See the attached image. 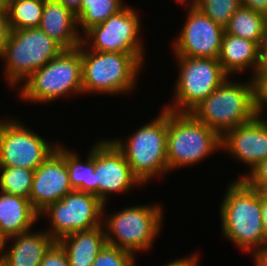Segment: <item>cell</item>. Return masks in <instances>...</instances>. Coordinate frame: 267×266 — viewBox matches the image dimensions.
Returning <instances> with one entry per match:
<instances>
[{"mask_svg":"<svg viewBox=\"0 0 267 266\" xmlns=\"http://www.w3.org/2000/svg\"><path fill=\"white\" fill-rule=\"evenodd\" d=\"M15 0H0V6L8 7Z\"/></svg>","mask_w":267,"mask_h":266,"instance_id":"39","label":"cell"},{"mask_svg":"<svg viewBox=\"0 0 267 266\" xmlns=\"http://www.w3.org/2000/svg\"><path fill=\"white\" fill-rule=\"evenodd\" d=\"M261 215H262L263 229L267 240V197H264L263 194H262Z\"/></svg>","mask_w":267,"mask_h":266,"instance_id":"38","label":"cell"},{"mask_svg":"<svg viewBox=\"0 0 267 266\" xmlns=\"http://www.w3.org/2000/svg\"><path fill=\"white\" fill-rule=\"evenodd\" d=\"M241 5L267 16V0H240Z\"/></svg>","mask_w":267,"mask_h":266,"instance_id":"33","label":"cell"},{"mask_svg":"<svg viewBox=\"0 0 267 266\" xmlns=\"http://www.w3.org/2000/svg\"><path fill=\"white\" fill-rule=\"evenodd\" d=\"M9 239H12L14 244L7 249L6 243ZM54 242L55 240L44 230L35 233L29 230L2 241L0 258L4 266H40L46 251Z\"/></svg>","mask_w":267,"mask_h":266,"instance_id":"17","label":"cell"},{"mask_svg":"<svg viewBox=\"0 0 267 266\" xmlns=\"http://www.w3.org/2000/svg\"><path fill=\"white\" fill-rule=\"evenodd\" d=\"M122 152L134 176L143 185L154 176L168 173L167 164V110L143 125L125 144L120 139H110Z\"/></svg>","mask_w":267,"mask_h":266,"instance_id":"5","label":"cell"},{"mask_svg":"<svg viewBox=\"0 0 267 266\" xmlns=\"http://www.w3.org/2000/svg\"><path fill=\"white\" fill-rule=\"evenodd\" d=\"M264 197H267V185L261 190Z\"/></svg>","mask_w":267,"mask_h":266,"instance_id":"41","label":"cell"},{"mask_svg":"<svg viewBox=\"0 0 267 266\" xmlns=\"http://www.w3.org/2000/svg\"><path fill=\"white\" fill-rule=\"evenodd\" d=\"M187 9V20L172 47L174 56L218 58L225 28L196 6L189 5Z\"/></svg>","mask_w":267,"mask_h":266,"instance_id":"13","label":"cell"},{"mask_svg":"<svg viewBox=\"0 0 267 266\" xmlns=\"http://www.w3.org/2000/svg\"><path fill=\"white\" fill-rule=\"evenodd\" d=\"M135 254L106 244L92 266H135Z\"/></svg>","mask_w":267,"mask_h":266,"instance_id":"28","label":"cell"},{"mask_svg":"<svg viewBox=\"0 0 267 266\" xmlns=\"http://www.w3.org/2000/svg\"><path fill=\"white\" fill-rule=\"evenodd\" d=\"M140 23L137 12L125 5L103 23L88 29L82 43L96 52L141 53L144 56L139 38Z\"/></svg>","mask_w":267,"mask_h":266,"instance_id":"11","label":"cell"},{"mask_svg":"<svg viewBox=\"0 0 267 266\" xmlns=\"http://www.w3.org/2000/svg\"><path fill=\"white\" fill-rule=\"evenodd\" d=\"M244 175L237 180H243L250 188L261 191L267 185V158Z\"/></svg>","mask_w":267,"mask_h":266,"instance_id":"30","label":"cell"},{"mask_svg":"<svg viewBox=\"0 0 267 266\" xmlns=\"http://www.w3.org/2000/svg\"><path fill=\"white\" fill-rule=\"evenodd\" d=\"M250 253L253 254L255 266H267V243Z\"/></svg>","mask_w":267,"mask_h":266,"instance_id":"35","label":"cell"},{"mask_svg":"<svg viewBox=\"0 0 267 266\" xmlns=\"http://www.w3.org/2000/svg\"><path fill=\"white\" fill-rule=\"evenodd\" d=\"M218 61L223 70L230 76L252 68L255 73L259 62V45L249 39L224 33Z\"/></svg>","mask_w":267,"mask_h":266,"instance_id":"21","label":"cell"},{"mask_svg":"<svg viewBox=\"0 0 267 266\" xmlns=\"http://www.w3.org/2000/svg\"><path fill=\"white\" fill-rule=\"evenodd\" d=\"M190 113L223 137L229 130L258 115L252 79L239 83L228 77Z\"/></svg>","mask_w":267,"mask_h":266,"instance_id":"3","label":"cell"},{"mask_svg":"<svg viewBox=\"0 0 267 266\" xmlns=\"http://www.w3.org/2000/svg\"><path fill=\"white\" fill-rule=\"evenodd\" d=\"M225 32L260 45L267 37V16L241 5L230 18Z\"/></svg>","mask_w":267,"mask_h":266,"instance_id":"22","label":"cell"},{"mask_svg":"<svg viewBox=\"0 0 267 266\" xmlns=\"http://www.w3.org/2000/svg\"><path fill=\"white\" fill-rule=\"evenodd\" d=\"M78 156L75 151L65 149V163L72 189L96 195L95 145L85 162H81Z\"/></svg>","mask_w":267,"mask_h":266,"instance_id":"23","label":"cell"},{"mask_svg":"<svg viewBox=\"0 0 267 266\" xmlns=\"http://www.w3.org/2000/svg\"><path fill=\"white\" fill-rule=\"evenodd\" d=\"M88 50L81 43L83 94H122L135 88L137 74L145 59L141 53Z\"/></svg>","mask_w":267,"mask_h":266,"instance_id":"2","label":"cell"},{"mask_svg":"<svg viewBox=\"0 0 267 266\" xmlns=\"http://www.w3.org/2000/svg\"><path fill=\"white\" fill-rule=\"evenodd\" d=\"M11 27L6 7L0 6V55L9 39Z\"/></svg>","mask_w":267,"mask_h":266,"instance_id":"32","label":"cell"},{"mask_svg":"<svg viewBox=\"0 0 267 266\" xmlns=\"http://www.w3.org/2000/svg\"><path fill=\"white\" fill-rule=\"evenodd\" d=\"M64 48L39 27L11 30L0 55L9 86H18L36 70L59 55Z\"/></svg>","mask_w":267,"mask_h":266,"instance_id":"7","label":"cell"},{"mask_svg":"<svg viewBox=\"0 0 267 266\" xmlns=\"http://www.w3.org/2000/svg\"><path fill=\"white\" fill-rule=\"evenodd\" d=\"M222 148V137L190 112L167 110L168 171L190 166Z\"/></svg>","mask_w":267,"mask_h":266,"instance_id":"4","label":"cell"},{"mask_svg":"<svg viewBox=\"0 0 267 266\" xmlns=\"http://www.w3.org/2000/svg\"><path fill=\"white\" fill-rule=\"evenodd\" d=\"M175 57L180 65L173 89L175 101L173 105H167L166 110L191 112L229 77L218 58Z\"/></svg>","mask_w":267,"mask_h":266,"instance_id":"9","label":"cell"},{"mask_svg":"<svg viewBox=\"0 0 267 266\" xmlns=\"http://www.w3.org/2000/svg\"><path fill=\"white\" fill-rule=\"evenodd\" d=\"M40 266H69L67 255L57 241L46 251Z\"/></svg>","mask_w":267,"mask_h":266,"instance_id":"31","label":"cell"},{"mask_svg":"<svg viewBox=\"0 0 267 266\" xmlns=\"http://www.w3.org/2000/svg\"><path fill=\"white\" fill-rule=\"evenodd\" d=\"M0 173L1 192L29 199L34 170L21 167L0 166Z\"/></svg>","mask_w":267,"mask_h":266,"instance_id":"26","label":"cell"},{"mask_svg":"<svg viewBox=\"0 0 267 266\" xmlns=\"http://www.w3.org/2000/svg\"><path fill=\"white\" fill-rule=\"evenodd\" d=\"M222 231L237 248L246 252L267 243L262 223V193L243 180L233 181L220 206Z\"/></svg>","mask_w":267,"mask_h":266,"instance_id":"1","label":"cell"},{"mask_svg":"<svg viewBox=\"0 0 267 266\" xmlns=\"http://www.w3.org/2000/svg\"><path fill=\"white\" fill-rule=\"evenodd\" d=\"M256 71H267V37L259 45V62Z\"/></svg>","mask_w":267,"mask_h":266,"instance_id":"34","label":"cell"},{"mask_svg":"<svg viewBox=\"0 0 267 266\" xmlns=\"http://www.w3.org/2000/svg\"><path fill=\"white\" fill-rule=\"evenodd\" d=\"M187 1H189V0H178V2H179V3H182V4H184V2L186 3ZM199 1H200V0H192V2L189 1L187 6H189V5H193V6H195ZM189 3H190V4H189Z\"/></svg>","mask_w":267,"mask_h":266,"instance_id":"40","label":"cell"},{"mask_svg":"<svg viewBox=\"0 0 267 266\" xmlns=\"http://www.w3.org/2000/svg\"><path fill=\"white\" fill-rule=\"evenodd\" d=\"M23 125L12 118L0 120V166L36 170L56 150L58 144Z\"/></svg>","mask_w":267,"mask_h":266,"instance_id":"12","label":"cell"},{"mask_svg":"<svg viewBox=\"0 0 267 266\" xmlns=\"http://www.w3.org/2000/svg\"><path fill=\"white\" fill-rule=\"evenodd\" d=\"M45 0H15L8 7L11 30L38 27Z\"/></svg>","mask_w":267,"mask_h":266,"instance_id":"25","label":"cell"},{"mask_svg":"<svg viewBox=\"0 0 267 266\" xmlns=\"http://www.w3.org/2000/svg\"><path fill=\"white\" fill-rule=\"evenodd\" d=\"M38 27L64 49H74L82 43L76 15L57 0H45Z\"/></svg>","mask_w":267,"mask_h":266,"instance_id":"18","label":"cell"},{"mask_svg":"<svg viewBox=\"0 0 267 266\" xmlns=\"http://www.w3.org/2000/svg\"><path fill=\"white\" fill-rule=\"evenodd\" d=\"M72 191L65 163V148L58 144L56 150L34 170L29 200L40 213Z\"/></svg>","mask_w":267,"mask_h":266,"instance_id":"15","label":"cell"},{"mask_svg":"<svg viewBox=\"0 0 267 266\" xmlns=\"http://www.w3.org/2000/svg\"><path fill=\"white\" fill-rule=\"evenodd\" d=\"M124 6L122 0H82L80 10L75 14L77 26L82 27L84 34L91 27L106 21Z\"/></svg>","mask_w":267,"mask_h":266,"instance_id":"24","label":"cell"},{"mask_svg":"<svg viewBox=\"0 0 267 266\" xmlns=\"http://www.w3.org/2000/svg\"><path fill=\"white\" fill-rule=\"evenodd\" d=\"M199 257L197 254H191L189 258L176 259L173 262H169L168 264H164L163 266H198Z\"/></svg>","mask_w":267,"mask_h":266,"instance_id":"36","label":"cell"},{"mask_svg":"<svg viewBox=\"0 0 267 266\" xmlns=\"http://www.w3.org/2000/svg\"><path fill=\"white\" fill-rule=\"evenodd\" d=\"M254 88V102L258 115L267 107V71H255L251 77Z\"/></svg>","mask_w":267,"mask_h":266,"instance_id":"29","label":"cell"},{"mask_svg":"<svg viewBox=\"0 0 267 266\" xmlns=\"http://www.w3.org/2000/svg\"><path fill=\"white\" fill-rule=\"evenodd\" d=\"M104 207L96 195L73 190L60 201L48 205L40 216H50L52 226L46 232L59 241L77 231L103 226Z\"/></svg>","mask_w":267,"mask_h":266,"instance_id":"10","label":"cell"},{"mask_svg":"<svg viewBox=\"0 0 267 266\" xmlns=\"http://www.w3.org/2000/svg\"><path fill=\"white\" fill-rule=\"evenodd\" d=\"M222 148L236 160L250 166V171L267 158V119L257 115L247 123L229 130L222 137Z\"/></svg>","mask_w":267,"mask_h":266,"instance_id":"16","label":"cell"},{"mask_svg":"<svg viewBox=\"0 0 267 266\" xmlns=\"http://www.w3.org/2000/svg\"><path fill=\"white\" fill-rule=\"evenodd\" d=\"M64 249L69 266H92L107 244L103 226L77 231L57 241Z\"/></svg>","mask_w":267,"mask_h":266,"instance_id":"20","label":"cell"},{"mask_svg":"<svg viewBox=\"0 0 267 266\" xmlns=\"http://www.w3.org/2000/svg\"><path fill=\"white\" fill-rule=\"evenodd\" d=\"M162 212L157 204L135 205L103 218L107 244L133 254L148 251L160 232Z\"/></svg>","mask_w":267,"mask_h":266,"instance_id":"8","label":"cell"},{"mask_svg":"<svg viewBox=\"0 0 267 266\" xmlns=\"http://www.w3.org/2000/svg\"><path fill=\"white\" fill-rule=\"evenodd\" d=\"M195 6L225 28L232 15L241 6V2L240 0H200Z\"/></svg>","mask_w":267,"mask_h":266,"instance_id":"27","label":"cell"},{"mask_svg":"<svg viewBox=\"0 0 267 266\" xmlns=\"http://www.w3.org/2000/svg\"><path fill=\"white\" fill-rule=\"evenodd\" d=\"M20 86V97L37 103L83 93L81 44L74 49H64Z\"/></svg>","mask_w":267,"mask_h":266,"instance_id":"6","label":"cell"},{"mask_svg":"<svg viewBox=\"0 0 267 266\" xmlns=\"http://www.w3.org/2000/svg\"><path fill=\"white\" fill-rule=\"evenodd\" d=\"M57 1L65 5L74 14H76L80 10V5L82 3V0H57Z\"/></svg>","mask_w":267,"mask_h":266,"instance_id":"37","label":"cell"},{"mask_svg":"<svg viewBox=\"0 0 267 266\" xmlns=\"http://www.w3.org/2000/svg\"><path fill=\"white\" fill-rule=\"evenodd\" d=\"M96 196L106 205L107 195L124 193L141 182L134 176L122 152L111 140L95 144Z\"/></svg>","mask_w":267,"mask_h":266,"instance_id":"14","label":"cell"},{"mask_svg":"<svg viewBox=\"0 0 267 266\" xmlns=\"http://www.w3.org/2000/svg\"><path fill=\"white\" fill-rule=\"evenodd\" d=\"M0 266H4L3 260L0 258Z\"/></svg>","mask_w":267,"mask_h":266,"instance_id":"42","label":"cell"},{"mask_svg":"<svg viewBox=\"0 0 267 266\" xmlns=\"http://www.w3.org/2000/svg\"><path fill=\"white\" fill-rule=\"evenodd\" d=\"M40 213L29 199L0 192V241L31 230Z\"/></svg>","mask_w":267,"mask_h":266,"instance_id":"19","label":"cell"}]
</instances>
